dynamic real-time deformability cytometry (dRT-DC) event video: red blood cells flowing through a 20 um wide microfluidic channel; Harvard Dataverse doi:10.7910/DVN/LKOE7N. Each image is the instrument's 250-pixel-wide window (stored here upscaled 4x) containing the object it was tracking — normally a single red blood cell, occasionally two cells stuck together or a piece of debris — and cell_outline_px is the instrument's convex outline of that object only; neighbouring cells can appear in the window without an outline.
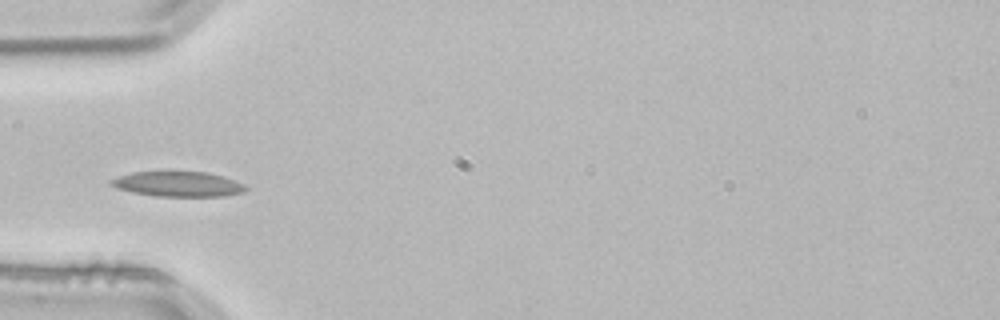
{"species": "common noctule bat (a hibernating species)", "species_latin": "Nyctalus noctula", "temperature_condition": "room temperature", "stored_images_in_passage": 4, "camera_frame_rate_fps": 3000, "um_per_image_px": 0.085, "animal": {"sex": "male", "body_mass_g": 21.5, "forearm_length_mm": 52.0}, "frame": {"image": 1, "passage_image": 4, "time_ms": 1.0, "image_size_px": [1000, 320], "cell_outline_px": [[248, 188], [244, 192], [224, 196], [156, 196], [132, 192], [116, 188], [108, 184], [108, 180], [132, 172], [208, 172], [224, 176], [236, 180], [244, 184]], "centroid_in_image_um": [15.14, 15.64], "position_along_channel_um": 69.9, "area_um2": 19.77}}